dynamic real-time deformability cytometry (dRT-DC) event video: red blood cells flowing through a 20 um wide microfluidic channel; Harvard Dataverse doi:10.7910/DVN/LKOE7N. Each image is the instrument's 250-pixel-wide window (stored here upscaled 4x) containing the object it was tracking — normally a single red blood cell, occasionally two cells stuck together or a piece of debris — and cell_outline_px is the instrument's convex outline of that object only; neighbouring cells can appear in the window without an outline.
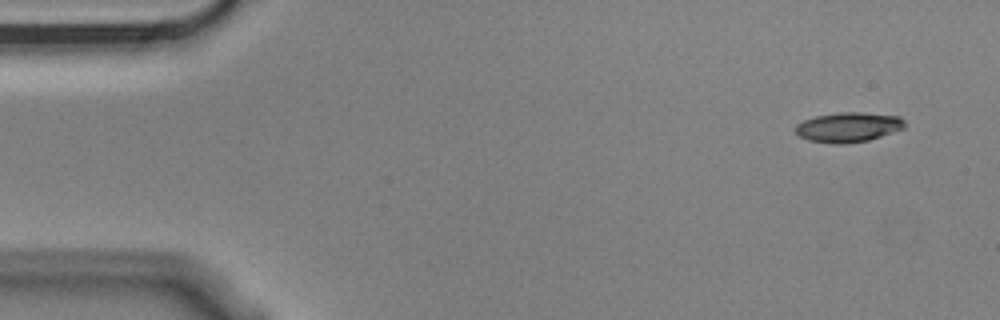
{"species": "Egyptian fruit bat (a non-hibernating species)", "species_latin": "Rousettus aegyptiacus", "temperature_condition": "cold", "stored_images_in_passage": 4, "camera_frame_rate_fps": 3000, "um_per_image_px": 0.085, "animal": {"sex": "male"}, "frame": {"image": 1, "passage_image": 1, "time_ms": 0.0, "image_size_px": [1000, 320], "cell_outline_px": [[904, 128], [868, 140], [840, 144], [832, 144], [808, 140], [800, 136], [796, 132], [796, 124], [804, 120], [816, 116], [840, 112], [860, 112], [900, 116], [904, 120]], "centroid_in_image_um": [72.09, 10.8], "position_along_channel_um": 12.9, "area_um2": 18.79}}
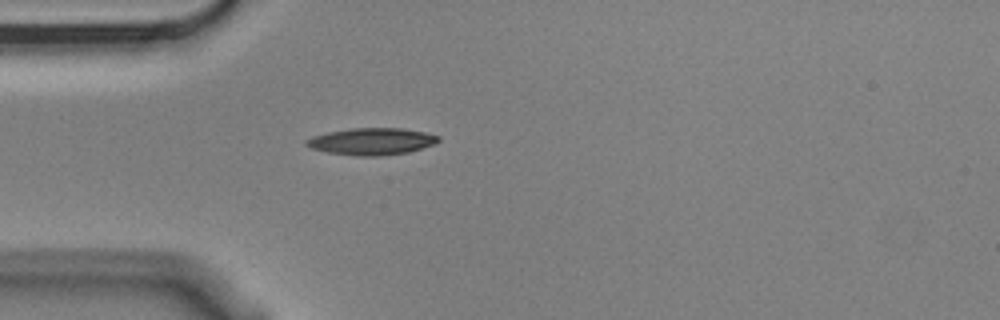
{"frame": {"image": 2, "passage_image": 4, "time_ms": 1.0, "image_size_px": [1000, 320], "cell_outline_px": [[440, 140], [436, 144], [408, 152], [380, 156], [356, 156], [328, 152], [312, 148], [304, 144], [304, 140], [312, 136], [328, 132], [352, 128], [404, 128], [424, 132], [440, 136]], "centroid_in_image_um": [31.61, 12.02], "position_along_channel_um": 53.4, "area_um2": 20.81}}